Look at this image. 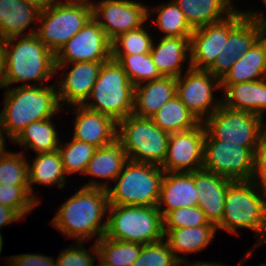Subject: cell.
Masks as SVG:
<instances>
[{"label": "cell", "mask_w": 266, "mask_h": 266, "mask_svg": "<svg viewBox=\"0 0 266 266\" xmlns=\"http://www.w3.org/2000/svg\"><path fill=\"white\" fill-rule=\"evenodd\" d=\"M259 38V23L255 19L246 16L229 33L225 48L207 70L221 80L237 59L241 55H245Z\"/></svg>", "instance_id": "obj_18"}, {"label": "cell", "mask_w": 266, "mask_h": 266, "mask_svg": "<svg viewBox=\"0 0 266 266\" xmlns=\"http://www.w3.org/2000/svg\"><path fill=\"white\" fill-rule=\"evenodd\" d=\"M5 131L3 129V127L1 126V123H0V157L5 155L8 151H5V136H4V132Z\"/></svg>", "instance_id": "obj_48"}, {"label": "cell", "mask_w": 266, "mask_h": 266, "mask_svg": "<svg viewBox=\"0 0 266 266\" xmlns=\"http://www.w3.org/2000/svg\"><path fill=\"white\" fill-rule=\"evenodd\" d=\"M187 67L189 68L185 77L181 74L176 78V95L187 109L202 122L203 116L207 115L206 118H208L221 105V100L213 104L212 93L215 88H221V82L208 70L192 68L190 57Z\"/></svg>", "instance_id": "obj_12"}, {"label": "cell", "mask_w": 266, "mask_h": 266, "mask_svg": "<svg viewBox=\"0 0 266 266\" xmlns=\"http://www.w3.org/2000/svg\"><path fill=\"white\" fill-rule=\"evenodd\" d=\"M261 183L260 191L266 193V133L262 136L259 145L254 153V169L251 180L256 183L257 180Z\"/></svg>", "instance_id": "obj_43"}, {"label": "cell", "mask_w": 266, "mask_h": 266, "mask_svg": "<svg viewBox=\"0 0 266 266\" xmlns=\"http://www.w3.org/2000/svg\"><path fill=\"white\" fill-rule=\"evenodd\" d=\"M266 79V42L260 37L241 55L220 80L221 84H238Z\"/></svg>", "instance_id": "obj_24"}, {"label": "cell", "mask_w": 266, "mask_h": 266, "mask_svg": "<svg viewBox=\"0 0 266 266\" xmlns=\"http://www.w3.org/2000/svg\"><path fill=\"white\" fill-rule=\"evenodd\" d=\"M193 29L225 20L236 10L231 0H173Z\"/></svg>", "instance_id": "obj_27"}, {"label": "cell", "mask_w": 266, "mask_h": 266, "mask_svg": "<svg viewBox=\"0 0 266 266\" xmlns=\"http://www.w3.org/2000/svg\"><path fill=\"white\" fill-rule=\"evenodd\" d=\"M21 217L22 216L16 210L4 204H0V228L4 225H9L14 221H19Z\"/></svg>", "instance_id": "obj_45"}, {"label": "cell", "mask_w": 266, "mask_h": 266, "mask_svg": "<svg viewBox=\"0 0 266 266\" xmlns=\"http://www.w3.org/2000/svg\"><path fill=\"white\" fill-rule=\"evenodd\" d=\"M59 144L58 151L61 154L63 168L65 173H81L84 174L88 166V162L93 157L97 147L87 142L79 141L72 138L71 142Z\"/></svg>", "instance_id": "obj_36"}, {"label": "cell", "mask_w": 266, "mask_h": 266, "mask_svg": "<svg viewBox=\"0 0 266 266\" xmlns=\"http://www.w3.org/2000/svg\"><path fill=\"white\" fill-rule=\"evenodd\" d=\"M50 119L30 123L13 141L20 143L25 148L29 146L38 154L57 151L60 142L54 123Z\"/></svg>", "instance_id": "obj_33"}, {"label": "cell", "mask_w": 266, "mask_h": 266, "mask_svg": "<svg viewBox=\"0 0 266 266\" xmlns=\"http://www.w3.org/2000/svg\"><path fill=\"white\" fill-rule=\"evenodd\" d=\"M185 261H179L169 248L167 242L142 245L141 253L133 266H181Z\"/></svg>", "instance_id": "obj_39"}, {"label": "cell", "mask_w": 266, "mask_h": 266, "mask_svg": "<svg viewBox=\"0 0 266 266\" xmlns=\"http://www.w3.org/2000/svg\"><path fill=\"white\" fill-rule=\"evenodd\" d=\"M94 4L92 17L111 41L122 33L142 27L151 13V9L132 0H103ZM100 18L103 20L100 21Z\"/></svg>", "instance_id": "obj_15"}, {"label": "cell", "mask_w": 266, "mask_h": 266, "mask_svg": "<svg viewBox=\"0 0 266 266\" xmlns=\"http://www.w3.org/2000/svg\"><path fill=\"white\" fill-rule=\"evenodd\" d=\"M65 175L61 154L58 150L49 153H39L32 165L28 163L30 195L38 202L36 195L32 193L33 188L31 185L33 183L44 185L58 183V187L62 188L66 184Z\"/></svg>", "instance_id": "obj_30"}, {"label": "cell", "mask_w": 266, "mask_h": 266, "mask_svg": "<svg viewBox=\"0 0 266 266\" xmlns=\"http://www.w3.org/2000/svg\"><path fill=\"white\" fill-rule=\"evenodd\" d=\"M97 266H107L103 261L100 260V264H98Z\"/></svg>", "instance_id": "obj_54"}, {"label": "cell", "mask_w": 266, "mask_h": 266, "mask_svg": "<svg viewBox=\"0 0 266 266\" xmlns=\"http://www.w3.org/2000/svg\"><path fill=\"white\" fill-rule=\"evenodd\" d=\"M134 85L121 64L112 57L103 62L89 98L83 105L112 117L116 122L133 114Z\"/></svg>", "instance_id": "obj_6"}, {"label": "cell", "mask_w": 266, "mask_h": 266, "mask_svg": "<svg viewBox=\"0 0 266 266\" xmlns=\"http://www.w3.org/2000/svg\"><path fill=\"white\" fill-rule=\"evenodd\" d=\"M40 201L30 195L29 186L0 184V204L16 210L22 217L32 211Z\"/></svg>", "instance_id": "obj_40"}, {"label": "cell", "mask_w": 266, "mask_h": 266, "mask_svg": "<svg viewBox=\"0 0 266 266\" xmlns=\"http://www.w3.org/2000/svg\"><path fill=\"white\" fill-rule=\"evenodd\" d=\"M105 236L144 244L165 240L163 216L157 206L109 204Z\"/></svg>", "instance_id": "obj_5"}, {"label": "cell", "mask_w": 266, "mask_h": 266, "mask_svg": "<svg viewBox=\"0 0 266 266\" xmlns=\"http://www.w3.org/2000/svg\"><path fill=\"white\" fill-rule=\"evenodd\" d=\"M192 176L198 193L197 206L205 213L209 223L218 227L222 222L226 190L233 180L203 168L193 171Z\"/></svg>", "instance_id": "obj_19"}, {"label": "cell", "mask_w": 266, "mask_h": 266, "mask_svg": "<svg viewBox=\"0 0 266 266\" xmlns=\"http://www.w3.org/2000/svg\"><path fill=\"white\" fill-rule=\"evenodd\" d=\"M167 207L161 210L163 204ZM198 193L192 172H165L161 182L158 209L163 218L173 210L197 206Z\"/></svg>", "instance_id": "obj_21"}, {"label": "cell", "mask_w": 266, "mask_h": 266, "mask_svg": "<svg viewBox=\"0 0 266 266\" xmlns=\"http://www.w3.org/2000/svg\"><path fill=\"white\" fill-rule=\"evenodd\" d=\"M127 161L123 144L116 137L112 142L96 149L84 174L116 181Z\"/></svg>", "instance_id": "obj_29"}, {"label": "cell", "mask_w": 266, "mask_h": 266, "mask_svg": "<svg viewBox=\"0 0 266 266\" xmlns=\"http://www.w3.org/2000/svg\"><path fill=\"white\" fill-rule=\"evenodd\" d=\"M73 138L95 147H103L117 137V122L110 116L76 105Z\"/></svg>", "instance_id": "obj_20"}, {"label": "cell", "mask_w": 266, "mask_h": 266, "mask_svg": "<svg viewBox=\"0 0 266 266\" xmlns=\"http://www.w3.org/2000/svg\"><path fill=\"white\" fill-rule=\"evenodd\" d=\"M197 263V264H196ZM194 265H190V266H209V263L208 262H196Z\"/></svg>", "instance_id": "obj_51"}, {"label": "cell", "mask_w": 266, "mask_h": 266, "mask_svg": "<svg viewBox=\"0 0 266 266\" xmlns=\"http://www.w3.org/2000/svg\"><path fill=\"white\" fill-rule=\"evenodd\" d=\"M83 2H89L88 0H66L65 2H59L57 0H50V3H83Z\"/></svg>", "instance_id": "obj_50"}, {"label": "cell", "mask_w": 266, "mask_h": 266, "mask_svg": "<svg viewBox=\"0 0 266 266\" xmlns=\"http://www.w3.org/2000/svg\"><path fill=\"white\" fill-rule=\"evenodd\" d=\"M117 138L127 158L133 162L161 166L165 160L170 134L160 129L151 118L130 114L117 122Z\"/></svg>", "instance_id": "obj_8"}, {"label": "cell", "mask_w": 266, "mask_h": 266, "mask_svg": "<svg viewBox=\"0 0 266 266\" xmlns=\"http://www.w3.org/2000/svg\"><path fill=\"white\" fill-rule=\"evenodd\" d=\"M40 11V7L23 0H0V37L24 36L25 29L39 19Z\"/></svg>", "instance_id": "obj_26"}, {"label": "cell", "mask_w": 266, "mask_h": 266, "mask_svg": "<svg viewBox=\"0 0 266 266\" xmlns=\"http://www.w3.org/2000/svg\"><path fill=\"white\" fill-rule=\"evenodd\" d=\"M245 17L244 10H236L223 21L194 29L190 39L191 67L207 70L225 48L229 33Z\"/></svg>", "instance_id": "obj_14"}, {"label": "cell", "mask_w": 266, "mask_h": 266, "mask_svg": "<svg viewBox=\"0 0 266 266\" xmlns=\"http://www.w3.org/2000/svg\"><path fill=\"white\" fill-rule=\"evenodd\" d=\"M164 173L160 166L128 160L116 186L107 189L109 204L158 206Z\"/></svg>", "instance_id": "obj_7"}, {"label": "cell", "mask_w": 266, "mask_h": 266, "mask_svg": "<svg viewBox=\"0 0 266 266\" xmlns=\"http://www.w3.org/2000/svg\"><path fill=\"white\" fill-rule=\"evenodd\" d=\"M5 75H6L5 39L0 37V88L5 87Z\"/></svg>", "instance_id": "obj_46"}, {"label": "cell", "mask_w": 266, "mask_h": 266, "mask_svg": "<svg viewBox=\"0 0 266 266\" xmlns=\"http://www.w3.org/2000/svg\"><path fill=\"white\" fill-rule=\"evenodd\" d=\"M72 64L74 67L61 76L58 82V98L59 101L68 103L69 105H83L92 91V88L99 76L103 62H74L68 64H55L56 72L61 67ZM64 100V101H63Z\"/></svg>", "instance_id": "obj_17"}, {"label": "cell", "mask_w": 266, "mask_h": 266, "mask_svg": "<svg viewBox=\"0 0 266 266\" xmlns=\"http://www.w3.org/2000/svg\"><path fill=\"white\" fill-rule=\"evenodd\" d=\"M190 56V39L186 37H163L156 46L152 43L151 58L162 76L179 77L181 63Z\"/></svg>", "instance_id": "obj_25"}, {"label": "cell", "mask_w": 266, "mask_h": 266, "mask_svg": "<svg viewBox=\"0 0 266 266\" xmlns=\"http://www.w3.org/2000/svg\"><path fill=\"white\" fill-rule=\"evenodd\" d=\"M153 40L143 27L120 34L112 41V54H146Z\"/></svg>", "instance_id": "obj_38"}, {"label": "cell", "mask_w": 266, "mask_h": 266, "mask_svg": "<svg viewBox=\"0 0 266 266\" xmlns=\"http://www.w3.org/2000/svg\"><path fill=\"white\" fill-rule=\"evenodd\" d=\"M29 3H32L41 9L45 8L48 4H50V0H23Z\"/></svg>", "instance_id": "obj_49"}, {"label": "cell", "mask_w": 266, "mask_h": 266, "mask_svg": "<svg viewBox=\"0 0 266 266\" xmlns=\"http://www.w3.org/2000/svg\"><path fill=\"white\" fill-rule=\"evenodd\" d=\"M205 137L203 122L190 130L171 133L167 154L160 167L164 172H193L202 169Z\"/></svg>", "instance_id": "obj_16"}, {"label": "cell", "mask_w": 266, "mask_h": 266, "mask_svg": "<svg viewBox=\"0 0 266 266\" xmlns=\"http://www.w3.org/2000/svg\"><path fill=\"white\" fill-rule=\"evenodd\" d=\"M216 230L214 224H206L199 227L164 229V236H167L166 242L175 257L180 262H187L186 259L179 257L178 253L188 254L204 249L212 241Z\"/></svg>", "instance_id": "obj_28"}, {"label": "cell", "mask_w": 266, "mask_h": 266, "mask_svg": "<svg viewBox=\"0 0 266 266\" xmlns=\"http://www.w3.org/2000/svg\"><path fill=\"white\" fill-rule=\"evenodd\" d=\"M92 17V3H50L41 9L36 31L40 41L55 55Z\"/></svg>", "instance_id": "obj_9"}, {"label": "cell", "mask_w": 266, "mask_h": 266, "mask_svg": "<svg viewBox=\"0 0 266 266\" xmlns=\"http://www.w3.org/2000/svg\"><path fill=\"white\" fill-rule=\"evenodd\" d=\"M112 57V41L91 17L83 28L55 54V64L105 62Z\"/></svg>", "instance_id": "obj_13"}, {"label": "cell", "mask_w": 266, "mask_h": 266, "mask_svg": "<svg viewBox=\"0 0 266 266\" xmlns=\"http://www.w3.org/2000/svg\"><path fill=\"white\" fill-rule=\"evenodd\" d=\"M96 241L91 250L107 266H133L142 249L140 243L118 241L105 235Z\"/></svg>", "instance_id": "obj_32"}, {"label": "cell", "mask_w": 266, "mask_h": 266, "mask_svg": "<svg viewBox=\"0 0 266 266\" xmlns=\"http://www.w3.org/2000/svg\"><path fill=\"white\" fill-rule=\"evenodd\" d=\"M203 169L233 181H251L254 153L237 143L205 139Z\"/></svg>", "instance_id": "obj_11"}, {"label": "cell", "mask_w": 266, "mask_h": 266, "mask_svg": "<svg viewBox=\"0 0 266 266\" xmlns=\"http://www.w3.org/2000/svg\"><path fill=\"white\" fill-rule=\"evenodd\" d=\"M36 31L35 28L25 33L17 43L14 42L18 36L5 39V87L22 81L25 84L21 86H36L26 81H48L56 73L55 55L40 41Z\"/></svg>", "instance_id": "obj_3"}, {"label": "cell", "mask_w": 266, "mask_h": 266, "mask_svg": "<svg viewBox=\"0 0 266 266\" xmlns=\"http://www.w3.org/2000/svg\"><path fill=\"white\" fill-rule=\"evenodd\" d=\"M227 95L221 104L227 108L264 116L266 110V79L238 84H221Z\"/></svg>", "instance_id": "obj_23"}, {"label": "cell", "mask_w": 266, "mask_h": 266, "mask_svg": "<svg viewBox=\"0 0 266 266\" xmlns=\"http://www.w3.org/2000/svg\"><path fill=\"white\" fill-rule=\"evenodd\" d=\"M164 229L199 227L209 223L205 213L198 206L181 207L170 211L164 218Z\"/></svg>", "instance_id": "obj_41"}, {"label": "cell", "mask_w": 266, "mask_h": 266, "mask_svg": "<svg viewBox=\"0 0 266 266\" xmlns=\"http://www.w3.org/2000/svg\"><path fill=\"white\" fill-rule=\"evenodd\" d=\"M246 16L255 19L259 23L260 27V37L266 42V20L264 16L262 17L259 13H254L251 11L245 12ZM253 13V14H252Z\"/></svg>", "instance_id": "obj_47"}, {"label": "cell", "mask_w": 266, "mask_h": 266, "mask_svg": "<svg viewBox=\"0 0 266 266\" xmlns=\"http://www.w3.org/2000/svg\"><path fill=\"white\" fill-rule=\"evenodd\" d=\"M258 181H233L226 190L225 207L217 229L237 233L236 228H247L261 234L260 244L266 240V193L257 192ZM255 190V191H254ZM260 193V194H259Z\"/></svg>", "instance_id": "obj_4"}, {"label": "cell", "mask_w": 266, "mask_h": 266, "mask_svg": "<svg viewBox=\"0 0 266 266\" xmlns=\"http://www.w3.org/2000/svg\"><path fill=\"white\" fill-rule=\"evenodd\" d=\"M151 120L169 134L190 130L201 123L177 95L154 113Z\"/></svg>", "instance_id": "obj_31"}, {"label": "cell", "mask_w": 266, "mask_h": 266, "mask_svg": "<svg viewBox=\"0 0 266 266\" xmlns=\"http://www.w3.org/2000/svg\"><path fill=\"white\" fill-rule=\"evenodd\" d=\"M11 266H56L53 258L38 254H19L8 259Z\"/></svg>", "instance_id": "obj_44"}, {"label": "cell", "mask_w": 266, "mask_h": 266, "mask_svg": "<svg viewBox=\"0 0 266 266\" xmlns=\"http://www.w3.org/2000/svg\"><path fill=\"white\" fill-rule=\"evenodd\" d=\"M106 185L100 181L84 185L63 203L52 219V225L68 238H76L77 242L92 239L96 233L97 240L102 238L106 234L107 219L102 225L100 223L109 207V186Z\"/></svg>", "instance_id": "obj_1"}, {"label": "cell", "mask_w": 266, "mask_h": 266, "mask_svg": "<svg viewBox=\"0 0 266 266\" xmlns=\"http://www.w3.org/2000/svg\"><path fill=\"white\" fill-rule=\"evenodd\" d=\"M209 266H221L220 264H216V263H209ZM222 266H224V265H222Z\"/></svg>", "instance_id": "obj_53"}, {"label": "cell", "mask_w": 266, "mask_h": 266, "mask_svg": "<svg viewBox=\"0 0 266 266\" xmlns=\"http://www.w3.org/2000/svg\"><path fill=\"white\" fill-rule=\"evenodd\" d=\"M153 11L152 13L159 12L156 24L160 31L165 33L163 37H186L191 39L194 29L190 26L185 15L174 1L163 4Z\"/></svg>", "instance_id": "obj_35"}, {"label": "cell", "mask_w": 266, "mask_h": 266, "mask_svg": "<svg viewBox=\"0 0 266 266\" xmlns=\"http://www.w3.org/2000/svg\"><path fill=\"white\" fill-rule=\"evenodd\" d=\"M4 100L0 123L12 141L30 123L53 117L61 105L55 85L8 88Z\"/></svg>", "instance_id": "obj_2"}, {"label": "cell", "mask_w": 266, "mask_h": 266, "mask_svg": "<svg viewBox=\"0 0 266 266\" xmlns=\"http://www.w3.org/2000/svg\"><path fill=\"white\" fill-rule=\"evenodd\" d=\"M83 242H77L78 248H65L57 258L56 266H94L95 259L83 248ZM80 246V247H79Z\"/></svg>", "instance_id": "obj_42"}, {"label": "cell", "mask_w": 266, "mask_h": 266, "mask_svg": "<svg viewBox=\"0 0 266 266\" xmlns=\"http://www.w3.org/2000/svg\"><path fill=\"white\" fill-rule=\"evenodd\" d=\"M0 184L29 186L28 162L22 152L8 151L0 157Z\"/></svg>", "instance_id": "obj_37"}, {"label": "cell", "mask_w": 266, "mask_h": 266, "mask_svg": "<svg viewBox=\"0 0 266 266\" xmlns=\"http://www.w3.org/2000/svg\"><path fill=\"white\" fill-rule=\"evenodd\" d=\"M143 85V86H142ZM176 95V78L162 76L134 87L133 114L151 118L167 101Z\"/></svg>", "instance_id": "obj_22"}, {"label": "cell", "mask_w": 266, "mask_h": 266, "mask_svg": "<svg viewBox=\"0 0 266 266\" xmlns=\"http://www.w3.org/2000/svg\"><path fill=\"white\" fill-rule=\"evenodd\" d=\"M2 235L0 233V253H1V250H2V245H3V240H2Z\"/></svg>", "instance_id": "obj_52"}, {"label": "cell", "mask_w": 266, "mask_h": 266, "mask_svg": "<svg viewBox=\"0 0 266 266\" xmlns=\"http://www.w3.org/2000/svg\"><path fill=\"white\" fill-rule=\"evenodd\" d=\"M263 117L257 114L234 110L220 105L203 121L206 129L205 139H217L249 148L255 153L257 146L266 133Z\"/></svg>", "instance_id": "obj_10"}, {"label": "cell", "mask_w": 266, "mask_h": 266, "mask_svg": "<svg viewBox=\"0 0 266 266\" xmlns=\"http://www.w3.org/2000/svg\"><path fill=\"white\" fill-rule=\"evenodd\" d=\"M112 58L121 64L123 70L127 73L128 79L134 86L162 77L153 63L150 53L112 54Z\"/></svg>", "instance_id": "obj_34"}]
</instances>
